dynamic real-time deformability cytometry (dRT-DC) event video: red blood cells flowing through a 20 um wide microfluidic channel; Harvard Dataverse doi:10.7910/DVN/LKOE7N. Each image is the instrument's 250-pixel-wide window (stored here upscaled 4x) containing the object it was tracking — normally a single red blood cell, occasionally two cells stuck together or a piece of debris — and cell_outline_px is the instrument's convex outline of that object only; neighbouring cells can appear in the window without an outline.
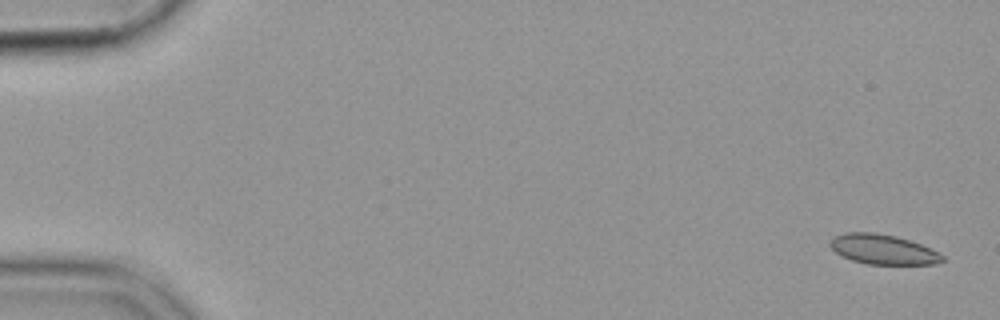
{"species": "common noctule bat (a hibernating species)", "species_latin": "Nyctalus noctula", "temperature_condition": "cold", "stored_images_in_passage": 56, "camera_frame_rate_fps": 3000, "um_per_image_px": 0.085, "animal": {"sex": "female", "body_mass_g": 19.9}, "frame": {"image": 1, "passage_image": 2, "time_ms": 0.333, "image_size_px": [1000, 320], "cell_outline_px": [[944, 260], [936, 264], [868, 264], [852, 260], [836, 252], [828, 244], [832, 236], [844, 232], [876, 232], [896, 236], [920, 244], [940, 252], [944, 256]], "centroid_in_image_um": [75.04, 21.18], "position_along_channel_um": 10.0, "area_um2": 19.59}}
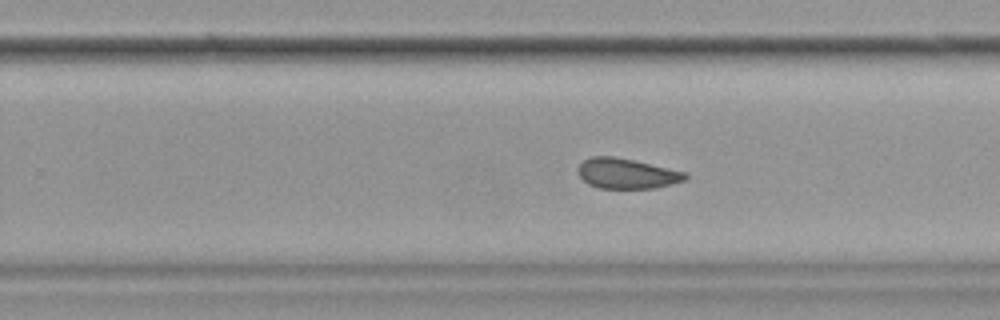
{"frame": {"image": 2, "passage_image": 36, "time_ms": 11.667, "image_size_px": [1000, 320], "cell_outline_px": [[688, 180], [656, 188], [600, 188], [588, 184], [580, 176], [576, 168], [584, 160], [592, 156], [612, 156], [632, 160], [684, 172], [688, 176]], "centroid_in_image_um": [53.26, 14.76], "position_along_channel_um": 276.5, "area_um2": 18.73}}
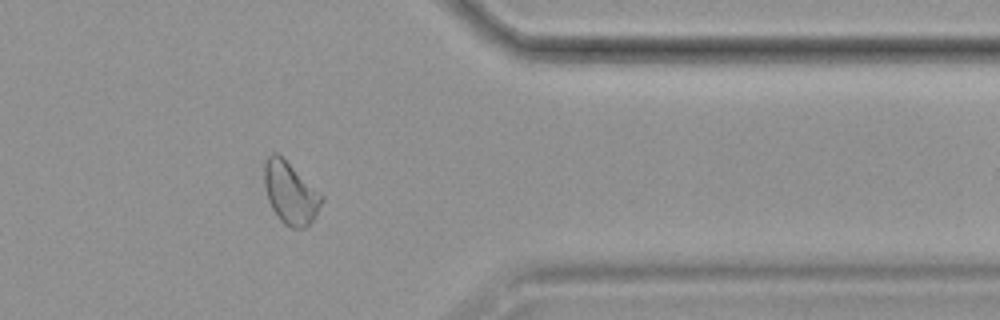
{"frame": {"image": 3, "passage_image": 46, "time_ms": 15.0, "image_size_px": [1000, 320], "cell_outline_px": [[324, 200], [316, 216], [304, 228], [292, 228], [284, 224], [280, 220], [272, 208], [268, 200], [264, 184], [264, 164], [268, 156], [272, 152], [276, 152], [324, 196]], "centroid_in_image_um": [24.68, 16.42], "position_along_channel_um": 386.7, "area_um2": 20.52}}